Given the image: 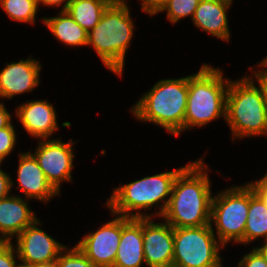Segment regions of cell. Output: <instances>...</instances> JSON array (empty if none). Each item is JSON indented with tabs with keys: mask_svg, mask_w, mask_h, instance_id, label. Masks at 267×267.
<instances>
[{
	"mask_svg": "<svg viewBox=\"0 0 267 267\" xmlns=\"http://www.w3.org/2000/svg\"><path fill=\"white\" fill-rule=\"evenodd\" d=\"M207 151L190 160L176 176L167 208L161 218L173 228L210 224L214 195L213 169L206 162Z\"/></svg>",
	"mask_w": 267,
	"mask_h": 267,
	"instance_id": "cell-1",
	"label": "cell"
},
{
	"mask_svg": "<svg viewBox=\"0 0 267 267\" xmlns=\"http://www.w3.org/2000/svg\"><path fill=\"white\" fill-rule=\"evenodd\" d=\"M187 164L118 183L112 187L102 208L128 218L161 217L167 208L174 180Z\"/></svg>",
	"mask_w": 267,
	"mask_h": 267,
	"instance_id": "cell-2",
	"label": "cell"
},
{
	"mask_svg": "<svg viewBox=\"0 0 267 267\" xmlns=\"http://www.w3.org/2000/svg\"><path fill=\"white\" fill-rule=\"evenodd\" d=\"M149 90L140 94L129 112L139 124L149 123L163 129L174 138L184 134L187 108L188 75L158 78Z\"/></svg>",
	"mask_w": 267,
	"mask_h": 267,
	"instance_id": "cell-3",
	"label": "cell"
},
{
	"mask_svg": "<svg viewBox=\"0 0 267 267\" xmlns=\"http://www.w3.org/2000/svg\"><path fill=\"white\" fill-rule=\"evenodd\" d=\"M129 4L132 3L109 4L87 38L86 49L90 47L99 57L102 67L118 79L124 77L128 51L138 31Z\"/></svg>",
	"mask_w": 267,
	"mask_h": 267,
	"instance_id": "cell-4",
	"label": "cell"
},
{
	"mask_svg": "<svg viewBox=\"0 0 267 267\" xmlns=\"http://www.w3.org/2000/svg\"><path fill=\"white\" fill-rule=\"evenodd\" d=\"M230 77L224 68L203 62L188 74L187 108L184 133L204 129L217 120L226 119V98Z\"/></svg>",
	"mask_w": 267,
	"mask_h": 267,
	"instance_id": "cell-5",
	"label": "cell"
},
{
	"mask_svg": "<svg viewBox=\"0 0 267 267\" xmlns=\"http://www.w3.org/2000/svg\"><path fill=\"white\" fill-rule=\"evenodd\" d=\"M225 124L232 144L267 138V104L260 87L247 73L236 79L230 77Z\"/></svg>",
	"mask_w": 267,
	"mask_h": 267,
	"instance_id": "cell-6",
	"label": "cell"
},
{
	"mask_svg": "<svg viewBox=\"0 0 267 267\" xmlns=\"http://www.w3.org/2000/svg\"><path fill=\"white\" fill-rule=\"evenodd\" d=\"M227 186L214 192L210 226L218 241L228 250L230 245L232 248L244 246V230L249 209V185L247 182H242L240 185Z\"/></svg>",
	"mask_w": 267,
	"mask_h": 267,
	"instance_id": "cell-7",
	"label": "cell"
},
{
	"mask_svg": "<svg viewBox=\"0 0 267 267\" xmlns=\"http://www.w3.org/2000/svg\"><path fill=\"white\" fill-rule=\"evenodd\" d=\"M225 250L210 224L174 228L173 267H227Z\"/></svg>",
	"mask_w": 267,
	"mask_h": 267,
	"instance_id": "cell-8",
	"label": "cell"
},
{
	"mask_svg": "<svg viewBox=\"0 0 267 267\" xmlns=\"http://www.w3.org/2000/svg\"><path fill=\"white\" fill-rule=\"evenodd\" d=\"M38 139L36 147L28 148L44 172L47 181L61 195L65 184H75L73 171L76 168V145L80 139L68 138ZM34 149V150H33ZM75 161V162H74ZM64 183V184H63Z\"/></svg>",
	"mask_w": 267,
	"mask_h": 267,
	"instance_id": "cell-9",
	"label": "cell"
},
{
	"mask_svg": "<svg viewBox=\"0 0 267 267\" xmlns=\"http://www.w3.org/2000/svg\"><path fill=\"white\" fill-rule=\"evenodd\" d=\"M22 103H17L14 110V118L18 122L24 133L31 139H49L58 138L61 128H70V121H64L60 127L59 114L54 105L55 102H49L47 98L42 99H24ZM54 136V137H53ZM56 136V137H55Z\"/></svg>",
	"mask_w": 267,
	"mask_h": 267,
	"instance_id": "cell-10",
	"label": "cell"
},
{
	"mask_svg": "<svg viewBox=\"0 0 267 267\" xmlns=\"http://www.w3.org/2000/svg\"><path fill=\"white\" fill-rule=\"evenodd\" d=\"M16 149L18 162L13 173H16L15 177L12 172L10 173L12 193L31 201H38L39 204L46 205L45 208L49 207L47 205L50 204L52 199L54 200L58 197L60 199L62 196L47 181L35 157L26 149H24L25 151L18 150V147Z\"/></svg>",
	"mask_w": 267,
	"mask_h": 267,
	"instance_id": "cell-11",
	"label": "cell"
},
{
	"mask_svg": "<svg viewBox=\"0 0 267 267\" xmlns=\"http://www.w3.org/2000/svg\"><path fill=\"white\" fill-rule=\"evenodd\" d=\"M108 212L112 218L100 220L96 229L91 227L75 242L96 267H113L121 239V216Z\"/></svg>",
	"mask_w": 267,
	"mask_h": 267,
	"instance_id": "cell-12",
	"label": "cell"
},
{
	"mask_svg": "<svg viewBox=\"0 0 267 267\" xmlns=\"http://www.w3.org/2000/svg\"><path fill=\"white\" fill-rule=\"evenodd\" d=\"M29 54L26 59L6 61L0 68V101H12L16 97L29 95L41 85L43 64L40 58Z\"/></svg>",
	"mask_w": 267,
	"mask_h": 267,
	"instance_id": "cell-13",
	"label": "cell"
},
{
	"mask_svg": "<svg viewBox=\"0 0 267 267\" xmlns=\"http://www.w3.org/2000/svg\"><path fill=\"white\" fill-rule=\"evenodd\" d=\"M43 224L44 221L38 218L11 242L17 250L20 264L55 262L67 246L57 240V236L46 232Z\"/></svg>",
	"mask_w": 267,
	"mask_h": 267,
	"instance_id": "cell-14",
	"label": "cell"
},
{
	"mask_svg": "<svg viewBox=\"0 0 267 267\" xmlns=\"http://www.w3.org/2000/svg\"><path fill=\"white\" fill-rule=\"evenodd\" d=\"M146 267H173L174 228L161 217L143 218Z\"/></svg>",
	"mask_w": 267,
	"mask_h": 267,
	"instance_id": "cell-15",
	"label": "cell"
},
{
	"mask_svg": "<svg viewBox=\"0 0 267 267\" xmlns=\"http://www.w3.org/2000/svg\"><path fill=\"white\" fill-rule=\"evenodd\" d=\"M233 6L234 4L227 0H200L190 21L200 32L230 44L234 33L230 28L229 11Z\"/></svg>",
	"mask_w": 267,
	"mask_h": 267,
	"instance_id": "cell-16",
	"label": "cell"
},
{
	"mask_svg": "<svg viewBox=\"0 0 267 267\" xmlns=\"http://www.w3.org/2000/svg\"><path fill=\"white\" fill-rule=\"evenodd\" d=\"M31 200L11 193L0 199V242H12L40 216L31 207Z\"/></svg>",
	"mask_w": 267,
	"mask_h": 267,
	"instance_id": "cell-17",
	"label": "cell"
},
{
	"mask_svg": "<svg viewBox=\"0 0 267 267\" xmlns=\"http://www.w3.org/2000/svg\"><path fill=\"white\" fill-rule=\"evenodd\" d=\"M113 267H146L143 252V218L121 216V239Z\"/></svg>",
	"mask_w": 267,
	"mask_h": 267,
	"instance_id": "cell-18",
	"label": "cell"
},
{
	"mask_svg": "<svg viewBox=\"0 0 267 267\" xmlns=\"http://www.w3.org/2000/svg\"><path fill=\"white\" fill-rule=\"evenodd\" d=\"M43 26L55 40L66 49L86 48L88 33L80 27L67 11H56L52 16L44 15ZM78 48V49H77Z\"/></svg>",
	"mask_w": 267,
	"mask_h": 267,
	"instance_id": "cell-19",
	"label": "cell"
},
{
	"mask_svg": "<svg viewBox=\"0 0 267 267\" xmlns=\"http://www.w3.org/2000/svg\"><path fill=\"white\" fill-rule=\"evenodd\" d=\"M267 240V206L249 186V209L244 230V249ZM246 247V248H245Z\"/></svg>",
	"mask_w": 267,
	"mask_h": 267,
	"instance_id": "cell-20",
	"label": "cell"
},
{
	"mask_svg": "<svg viewBox=\"0 0 267 267\" xmlns=\"http://www.w3.org/2000/svg\"><path fill=\"white\" fill-rule=\"evenodd\" d=\"M108 5L105 0H71L66 11L88 33L99 23Z\"/></svg>",
	"mask_w": 267,
	"mask_h": 267,
	"instance_id": "cell-21",
	"label": "cell"
},
{
	"mask_svg": "<svg viewBox=\"0 0 267 267\" xmlns=\"http://www.w3.org/2000/svg\"><path fill=\"white\" fill-rule=\"evenodd\" d=\"M0 9L14 23H22L24 26L29 24L32 27L37 21L43 24L44 16L38 17L41 9L37 0H0Z\"/></svg>",
	"mask_w": 267,
	"mask_h": 267,
	"instance_id": "cell-22",
	"label": "cell"
},
{
	"mask_svg": "<svg viewBox=\"0 0 267 267\" xmlns=\"http://www.w3.org/2000/svg\"><path fill=\"white\" fill-rule=\"evenodd\" d=\"M199 2L200 0H167L150 18L153 19L165 13V20L172 24L171 26L178 25L187 18L192 20Z\"/></svg>",
	"mask_w": 267,
	"mask_h": 267,
	"instance_id": "cell-23",
	"label": "cell"
},
{
	"mask_svg": "<svg viewBox=\"0 0 267 267\" xmlns=\"http://www.w3.org/2000/svg\"><path fill=\"white\" fill-rule=\"evenodd\" d=\"M74 245H67L55 261L56 267H96L85 254Z\"/></svg>",
	"mask_w": 267,
	"mask_h": 267,
	"instance_id": "cell-24",
	"label": "cell"
},
{
	"mask_svg": "<svg viewBox=\"0 0 267 267\" xmlns=\"http://www.w3.org/2000/svg\"><path fill=\"white\" fill-rule=\"evenodd\" d=\"M13 121L8 127L0 129V162L8 161L11 158L12 153H15V148L18 146L19 134L18 127Z\"/></svg>",
	"mask_w": 267,
	"mask_h": 267,
	"instance_id": "cell-25",
	"label": "cell"
},
{
	"mask_svg": "<svg viewBox=\"0 0 267 267\" xmlns=\"http://www.w3.org/2000/svg\"><path fill=\"white\" fill-rule=\"evenodd\" d=\"M246 72L260 87L264 100L267 104V57L256 62L254 65H249Z\"/></svg>",
	"mask_w": 267,
	"mask_h": 267,
	"instance_id": "cell-26",
	"label": "cell"
},
{
	"mask_svg": "<svg viewBox=\"0 0 267 267\" xmlns=\"http://www.w3.org/2000/svg\"><path fill=\"white\" fill-rule=\"evenodd\" d=\"M240 255L242 257H238L235 267H267V260L257 247H248L244 254Z\"/></svg>",
	"mask_w": 267,
	"mask_h": 267,
	"instance_id": "cell-27",
	"label": "cell"
},
{
	"mask_svg": "<svg viewBox=\"0 0 267 267\" xmlns=\"http://www.w3.org/2000/svg\"><path fill=\"white\" fill-rule=\"evenodd\" d=\"M0 267H20L17 250L11 242H0Z\"/></svg>",
	"mask_w": 267,
	"mask_h": 267,
	"instance_id": "cell-28",
	"label": "cell"
},
{
	"mask_svg": "<svg viewBox=\"0 0 267 267\" xmlns=\"http://www.w3.org/2000/svg\"><path fill=\"white\" fill-rule=\"evenodd\" d=\"M265 172V173H264ZM262 174L259 175L257 178H253L251 181H246L248 185L253 189L254 193L264 201L265 205L267 206V169Z\"/></svg>",
	"mask_w": 267,
	"mask_h": 267,
	"instance_id": "cell-29",
	"label": "cell"
},
{
	"mask_svg": "<svg viewBox=\"0 0 267 267\" xmlns=\"http://www.w3.org/2000/svg\"><path fill=\"white\" fill-rule=\"evenodd\" d=\"M4 162H0V199L5 198L9 196L12 191H11V181L10 177L11 174L10 172L4 170L3 164Z\"/></svg>",
	"mask_w": 267,
	"mask_h": 267,
	"instance_id": "cell-30",
	"label": "cell"
},
{
	"mask_svg": "<svg viewBox=\"0 0 267 267\" xmlns=\"http://www.w3.org/2000/svg\"><path fill=\"white\" fill-rule=\"evenodd\" d=\"M167 0H136L140 5V12L151 17L154 12Z\"/></svg>",
	"mask_w": 267,
	"mask_h": 267,
	"instance_id": "cell-31",
	"label": "cell"
},
{
	"mask_svg": "<svg viewBox=\"0 0 267 267\" xmlns=\"http://www.w3.org/2000/svg\"><path fill=\"white\" fill-rule=\"evenodd\" d=\"M39 8H49L47 10H57V11H66L69 3L71 2V0H37ZM46 7V8H45ZM52 7V8H50Z\"/></svg>",
	"mask_w": 267,
	"mask_h": 267,
	"instance_id": "cell-32",
	"label": "cell"
},
{
	"mask_svg": "<svg viewBox=\"0 0 267 267\" xmlns=\"http://www.w3.org/2000/svg\"><path fill=\"white\" fill-rule=\"evenodd\" d=\"M8 109L5 102L0 101V129L8 127L14 120V109Z\"/></svg>",
	"mask_w": 267,
	"mask_h": 267,
	"instance_id": "cell-33",
	"label": "cell"
},
{
	"mask_svg": "<svg viewBox=\"0 0 267 267\" xmlns=\"http://www.w3.org/2000/svg\"><path fill=\"white\" fill-rule=\"evenodd\" d=\"M20 267H56L55 262L51 263H34V264H20Z\"/></svg>",
	"mask_w": 267,
	"mask_h": 267,
	"instance_id": "cell-34",
	"label": "cell"
},
{
	"mask_svg": "<svg viewBox=\"0 0 267 267\" xmlns=\"http://www.w3.org/2000/svg\"><path fill=\"white\" fill-rule=\"evenodd\" d=\"M257 248L261 251V253L265 256L266 260H267V240L261 242Z\"/></svg>",
	"mask_w": 267,
	"mask_h": 267,
	"instance_id": "cell-35",
	"label": "cell"
},
{
	"mask_svg": "<svg viewBox=\"0 0 267 267\" xmlns=\"http://www.w3.org/2000/svg\"><path fill=\"white\" fill-rule=\"evenodd\" d=\"M107 1L109 4H122V3H126L129 1H133V0H105Z\"/></svg>",
	"mask_w": 267,
	"mask_h": 267,
	"instance_id": "cell-36",
	"label": "cell"
}]
</instances>
